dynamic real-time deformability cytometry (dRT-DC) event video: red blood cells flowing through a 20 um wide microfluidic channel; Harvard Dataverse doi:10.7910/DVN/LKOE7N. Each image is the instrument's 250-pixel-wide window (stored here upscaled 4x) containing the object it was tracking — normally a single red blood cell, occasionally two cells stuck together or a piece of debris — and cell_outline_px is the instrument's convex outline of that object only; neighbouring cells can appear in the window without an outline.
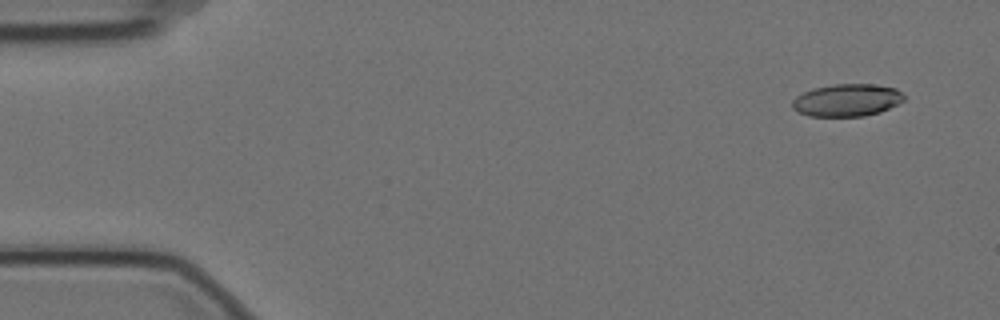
{"species": "Egyptian fruit bat (a non-hibernating species)", "species_latin": "Rousettus aegyptiacus", "temperature_condition": "cold", "stored_images_in_passage": 5, "camera_frame_rate_fps": 3000, "um_per_image_px": 0.085, "animal": {"sex": "female"}, "frame": {"image": 1, "passage_image": 1, "time_ms": 0.0, "image_size_px": [1000, 320], "cell_outline_px": [[904, 100], [880, 112], [864, 116], [808, 116], [796, 112], [792, 108], [792, 100], [796, 96], [812, 88], [832, 84], [872, 84], [896, 88], [904, 96]], "centroid_in_image_um": [71.94, 8.51], "position_along_channel_um": 13.1, "area_um2": 21.15}}
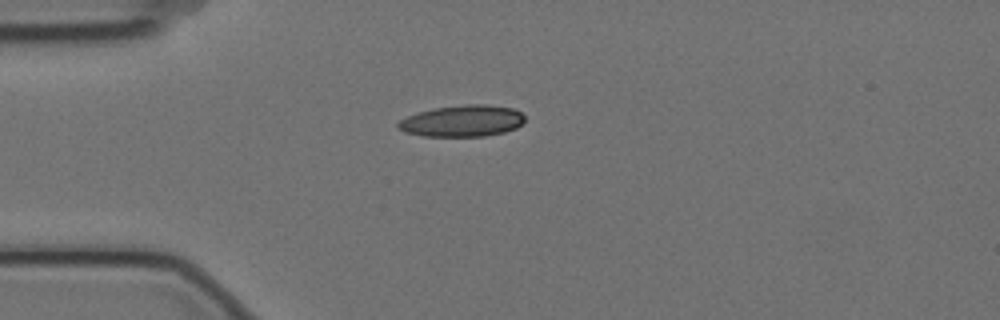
{"frame": {"image": 2, "passage_image": 4, "time_ms": 1.0, "image_size_px": [1000, 320], "cell_outline_px": [[524, 120], [516, 128], [504, 132], [484, 136], [424, 136], [404, 132], [396, 128], [396, 124], [400, 120], [416, 112], [432, 108], [468, 104], [488, 104], [512, 108], [520, 112], [524, 116]], "centroid_in_image_um": [39.26, 10.27], "position_along_channel_um": 45.7, "area_um2": 23.35}}